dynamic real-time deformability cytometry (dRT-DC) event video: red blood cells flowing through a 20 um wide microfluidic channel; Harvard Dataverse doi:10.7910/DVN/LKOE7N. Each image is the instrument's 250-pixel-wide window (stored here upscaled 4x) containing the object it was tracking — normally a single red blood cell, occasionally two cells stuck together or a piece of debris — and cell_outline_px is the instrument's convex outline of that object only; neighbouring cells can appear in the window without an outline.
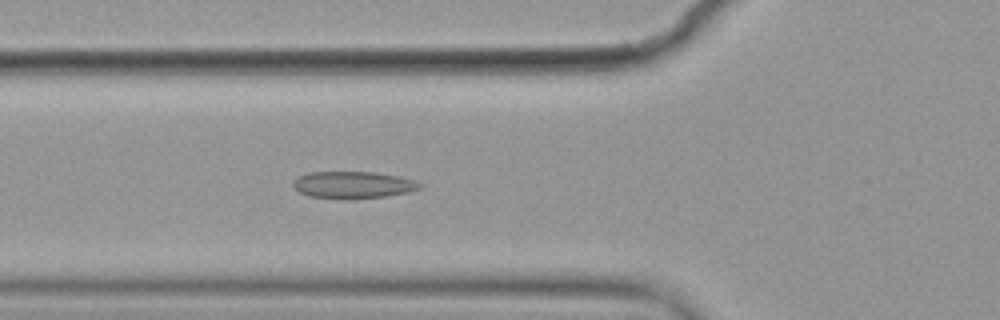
{"species": "common noctule bat (a hibernating species)", "species_latin": "Nyctalus noctula", "temperature_condition": "cold", "stored_images_in_passage": 57, "camera_frame_rate_fps": 3000, "um_per_image_px": 0.085, "animal": {"sex": "female", "body_mass_g": 19.9}, "frame": {"image": 1, "passage_image": 20, "time_ms": 6.333, "image_size_px": [1000, 320], "cell_outline_px": [[424, 184], [420, 188], [408, 192], [384, 196], [348, 200], [340, 200], [308, 196], [292, 188], [292, 180], [308, 172], [372, 172], [400, 176]], "centroid_in_image_um": [29.96, 15.73], "position_along_channel_um": 95.8, "area_um2": 20.23}}
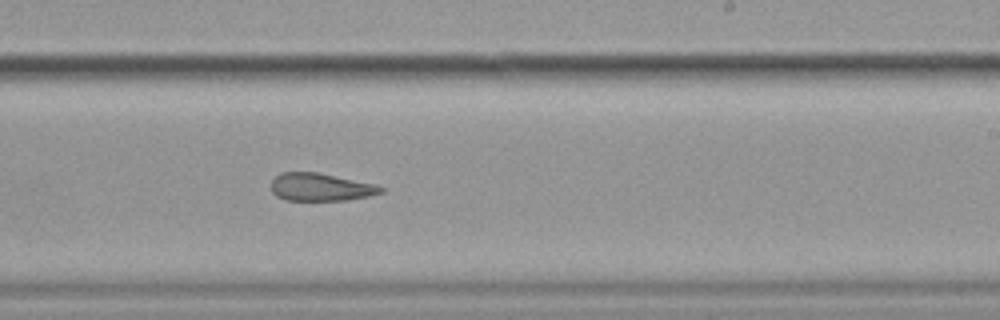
{"frame": {"image": 2, "passage_image": 34, "time_ms": 11.0, "image_size_px": [1000, 320], "cell_outline_px": [[384, 192], [368, 196], [348, 200], [284, 200], [276, 196], [272, 192], [272, 180], [280, 172], [316, 172], [376, 184], [384, 188]], "centroid_in_image_um": [27.25, 15.9], "position_along_channel_um": 261.7, "area_um2": 17.74}}
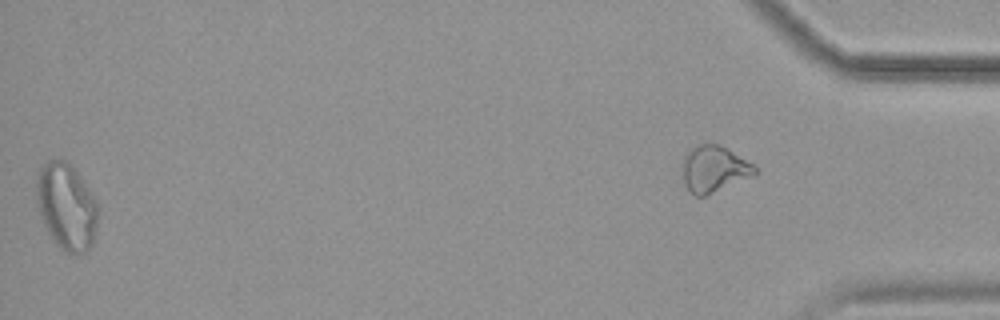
{"frame": {"image": 3, "passage_image": 56, "time_ms": 18.333, "image_size_px": [1000, 320], "cell_outline_px": [[100, 208], [96, 228], [92, 244], [88, 252], [80, 256], [64, 252], [52, 240], [40, 216], [36, 204], [36, 180], [40, 168], [48, 160], [64, 160], [76, 172], [96, 200]], "centroid_in_image_um": [5.65, 17.63], "position_along_channel_um": 429.5, "area_um2": 31.33}, "authors_computed_cell_mechanics": {"area_um2": 20.8658, "velocity_mm_per_s": 3.5608, "shape_relaxation_time_tau1_ms": null, "shape_relaxation_time_tau2_ms": 4.5165, "deformation_change_tau1": null, "deformation_change_tau2": 0.1302}}